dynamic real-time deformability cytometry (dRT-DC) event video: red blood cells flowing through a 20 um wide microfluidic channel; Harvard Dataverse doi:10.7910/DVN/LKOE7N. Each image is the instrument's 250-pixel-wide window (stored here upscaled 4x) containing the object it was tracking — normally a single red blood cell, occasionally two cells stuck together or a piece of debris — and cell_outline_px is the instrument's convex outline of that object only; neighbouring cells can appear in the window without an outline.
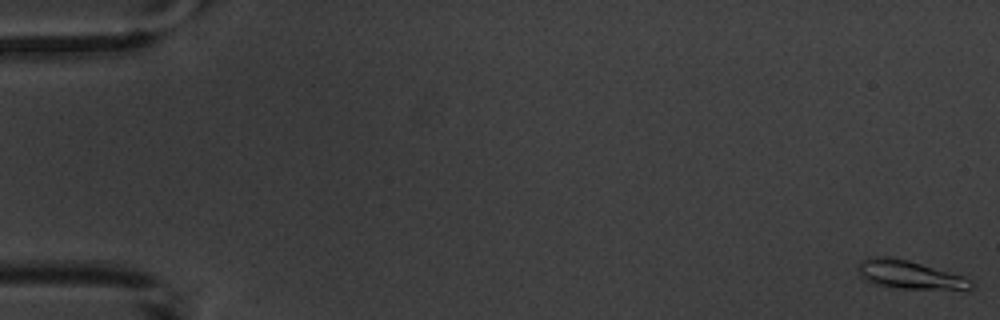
{"species": "common noctule bat (a hibernating species)", "species_latin": "Nyctalus noctula", "temperature_condition": "warm", "stored_images_in_passage": 5, "camera_frame_rate_fps": 3000, "um_per_image_px": 0.085, "animal": {"sex": "male", "body_mass_g": 20.1, "forearm_length_mm": 53.5}, "frame": {"image": 1, "passage_image": 1, "time_ms": 0.0, "image_size_px": [1000, 320], "cell_outline_px": [[976, 284], [972, 288], [900, 288], [872, 284], [860, 276], [856, 268], [856, 264], [868, 256], [888, 256], [908, 260], [964, 276], [972, 280]], "centroid_in_image_um": [77.22, 23.32], "position_along_channel_um": 7.8, "area_um2": 18.61}}